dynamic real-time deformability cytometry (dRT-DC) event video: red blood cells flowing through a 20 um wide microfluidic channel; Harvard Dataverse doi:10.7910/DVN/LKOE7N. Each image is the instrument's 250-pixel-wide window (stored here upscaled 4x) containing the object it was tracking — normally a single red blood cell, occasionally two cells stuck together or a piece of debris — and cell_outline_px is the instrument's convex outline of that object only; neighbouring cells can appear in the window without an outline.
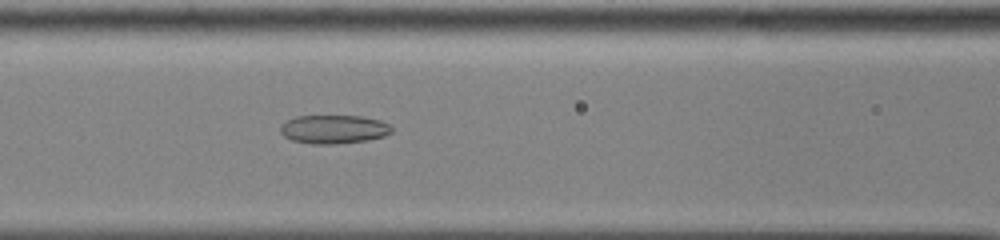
{"species": "common noctule bat (a hibernating species)", "species_latin": "Nyctalus noctula", "temperature_condition": "cold", "stored_images_in_passage": 54, "camera_frame_rate_fps": 3000, "um_per_image_px": 0.085, "animal": {"sex": "male", "body_mass_g": 13.0, "forearm_length_mm": 53.1}, "frame": {"image": 1, "passage_image": 25, "time_ms": 8.0, "image_size_px": [1000, 240], "cell_outline_px": [[392, 132], [384, 136], [368, 140], [336, 144], [312, 144], [292, 140], [284, 136], [280, 132], [280, 124], [296, 116], [360, 116], [380, 120], [388, 124], [392, 128]], "centroid_in_image_um": [28.35, 10.99], "position_along_channel_um": 138.2, "area_um2": 18.61}}
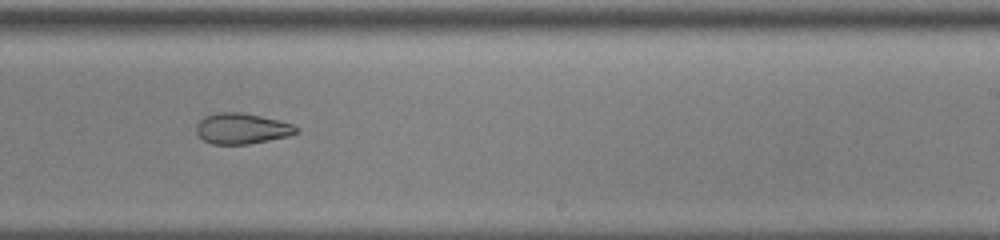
{"frame": {"image": 2, "passage_image": 35, "time_ms": 11.333, "image_size_px": [1000, 240], "cell_outline_px": [[300, 132], [288, 136], [248, 144], [212, 144], [204, 140], [196, 132], [196, 124], [204, 116], [216, 112], [240, 112], [280, 120], [292, 124], [300, 128]], "centroid_in_image_um": [20.57, 10.92], "position_along_channel_um": 268.4, "area_um2": 17.98}}
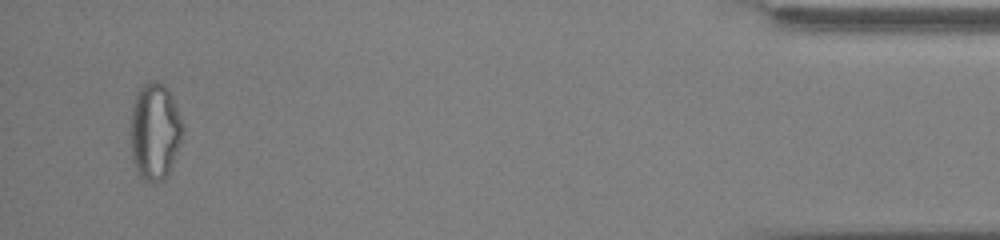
{"frame": {"image": 3, "passage_image": 52, "time_ms": 17.0, "image_size_px": [1000, 240], "cell_outline_px": [[184, 132], [180, 144], [168, 176], [152, 184], [144, 180], [140, 176], [132, 160], [128, 132], [132, 104], [136, 92], [148, 80], [160, 80], [168, 88], [172, 96], [184, 124]], "centroid_in_image_um": [13.14, 11.14], "position_along_channel_um": 422.1, "area_um2": 30.58}, "authors_computed_cell_mechanics": {"area_um2": 23.9003, "velocity_mm_per_s": 3.9133, "shape_relaxation_time_tau1_ms": null, "shape_relaxation_time_tau2_ms": 3.1724, "deformation_change_tau1": null, "deformation_change_tau2": 0.0973}}